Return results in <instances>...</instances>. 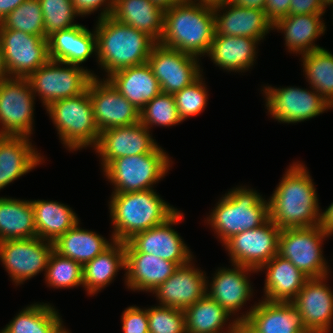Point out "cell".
<instances>
[{
	"instance_id": "1",
	"label": "cell",
	"mask_w": 333,
	"mask_h": 333,
	"mask_svg": "<svg viewBox=\"0 0 333 333\" xmlns=\"http://www.w3.org/2000/svg\"><path fill=\"white\" fill-rule=\"evenodd\" d=\"M268 199L269 218L280 229L319 225L322 209L309 171L293 162Z\"/></svg>"
},
{
	"instance_id": "2",
	"label": "cell",
	"mask_w": 333,
	"mask_h": 333,
	"mask_svg": "<svg viewBox=\"0 0 333 333\" xmlns=\"http://www.w3.org/2000/svg\"><path fill=\"white\" fill-rule=\"evenodd\" d=\"M96 22L97 62L106 78L123 68L147 63L157 43L148 34L108 16Z\"/></svg>"
},
{
	"instance_id": "3",
	"label": "cell",
	"mask_w": 333,
	"mask_h": 333,
	"mask_svg": "<svg viewBox=\"0 0 333 333\" xmlns=\"http://www.w3.org/2000/svg\"><path fill=\"white\" fill-rule=\"evenodd\" d=\"M115 241L127 242L135 234L165 223L178 209L154 189L112 193L109 202Z\"/></svg>"
},
{
	"instance_id": "4",
	"label": "cell",
	"mask_w": 333,
	"mask_h": 333,
	"mask_svg": "<svg viewBox=\"0 0 333 333\" xmlns=\"http://www.w3.org/2000/svg\"><path fill=\"white\" fill-rule=\"evenodd\" d=\"M215 36L213 8L185 0L164 11L160 44L201 58Z\"/></svg>"
},
{
	"instance_id": "5",
	"label": "cell",
	"mask_w": 333,
	"mask_h": 333,
	"mask_svg": "<svg viewBox=\"0 0 333 333\" xmlns=\"http://www.w3.org/2000/svg\"><path fill=\"white\" fill-rule=\"evenodd\" d=\"M268 219V199L265 200L256 190L239 186L218 200L206 223L210 224L224 244L232 236L255 229Z\"/></svg>"
},
{
	"instance_id": "6",
	"label": "cell",
	"mask_w": 333,
	"mask_h": 333,
	"mask_svg": "<svg viewBox=\"0 0 333 333\" xmlns=\"http://www.w3.org/2000/svg\"><path fill=\"white\" fill-rule=\"evenodd\" d=\"M46 111L58 131L59 139L69 151L97 145L100 131L94 119L88 89L78 96L52 102Z\"/></svg>"
},
{
	"instance_id": "7",
	"label": "cell",
	"mask_w": 333,
	"mask_h": 333,
	"mask_svg": "<svg viewBox=\"0 0 333 333\" xmlns=\"http://www.w3.org/2000/svg\"><path fill=\"white\" fill-rule=\"evenodd\" d=\"M170 159L158 145L147 154L117 158L102 172L114 186L112 193L144 191L153 189L154 184L166 175L171 167Z\"/></svg>"
},
{
	"instance_id": "8",
	"label": "cell",
	"mask_w": 333,
	"mask_h": 333,
	"mask_svg": "<svg viewBox=\"0 0 333 333\" xmlns=\"http://www.w3.org/2000/svg\"><path fill=\"white\" fill-rule=\"evenodd\" d=\"M319 225L281 229L278 255L289 260L308 278L328 276L329 265L322 244L329 237Z\"/></svg>"
},
{
	"instance_id": "9",
	"label": "cell",
	"mask_w": 333,
	"mask_h": 333,
	"mask_svg": "<svg viewBox=\"0 0 333 333\" xmlns=\"http://www.w3.org/2000/svg\"><path fill=\"white\" fill-rule=\"evenodd\" d=\"M93 77H97L94 71L91 72L82 66L49 60L27 80L34 95L37 94L35 96L41 98L46 108L56 100L84 93Z\"/></svg>"
},
{
	"instance_id": "10",
	"label": "cell",
	"mask_w": 333,
	"mask_h": 333,
	"mask_svg": "<svg viewBox=\"0 0 333 333\" xmlns=\"http://www.w3.org/2000/svg\"><path fill=\"white\" fill-rule=\"evenodd\" d=\"M266 108L273 119L280 123H297L312 119L333 108L314 88H274L264 86Z\"/></svg>"
},
{
	"instance_id": "11",
	"label": "cell",
	"mask_w": 333,
	"mask_h": 333,
	"mask_svg": "<svg viewBox=\"0 0 333 333\" xmlns=\"http://www.w3.org/2000/svg\"><path fill=\"white\" fill-rule=\"evenodd\" d=\"M35 95L27 78L9 77L0 82V135L33 133Z\"/></svg>"
},
{
	"instance_id": "12",
	"label": "cell",
	"mask_w": 333,
	"mask_h": 333,
	"mask_svg": "<svg viewBox=\"0 0 333 333\" xmlns=\"http://www.w3.org/2000/svg\"><path fill=\"white\" fill-rule=\"evenodd\" d=\"M0 41L10 77L28 78L50 60L48 38L5 29L0 24Z\"/></svg>"
},
{
	"instance_id": "13",
	"label": "cell",
	"mask_w": 333,
	"mask_h": 333,
	"mask_svg": "<svg viewBox=\"0 0 333 333\" xmlns=\"http://www.w3.org/2000/svg\"><path fill=\"white\" fill-rule=\"evenodd\" d=\"M177 211L165 223L135 234L124 243L125 253H146L176 263L178 266L194 259L182 237L172 228L183 218Z\"/></svg>"
},
{
	"instance_id": "14",
	"label": "cell",
	"mask_w": 333,
	"mask_h": 333,
	"mask_svg": "<svg viewBox=\"0 0 333 333\" xmlns=\"http://www.w3.org/2000/svg\"><path fill=\"white\" fill-rule=\"evenodd\" d=\"M53 242L38 237L0 242V261L14 284L20 285L45 271Z\"/></svg>"
},
{
	"instance_id": "15",
	"label": "cell",
	"mask_w": 333,
	"mask_h": 333,
	"mask_svg": "<svg viewBox=\"0 0 333 333\" xmlns=\"http://www.w3.org/2000/svg\"><path fill=\"white\" fill-rule=\"evenodd\" d=\"M280 232L281 229L269 218L255 229L232 236L223 245L232 264L258 271L278 254Z\"/></svg>"
},
{
	"instance_id": "16",
	"label": "cell",
	"mask_w": 333,
	"mask_h": 333,
	"mask_svg": "<svg viewBox=\"0 0 333 333\" xmlns=\"http://www.w3.org/2000/svg\"><path fill=\"white\" fill-rule=\"evenodd\" d=\"M161 92L174 94L202 75L199 58L157 42L148 58Z\"/></svg>"
},
{
	"instance_id": "17",
	"label": "cell",
	"mask_w": 333,
	"mask_h": 333,
	"mask_svg": "<svg viewBox=\"0 0 333 333\" xmlns=\"http://www.w3.org/2000/svg\"><path fill=\"white\" fill-rule=\"evenodd\" d=\"M104 79L93 77L88 85L94 119L99 131L139 123L140 111L107 78Z\"/></svg>"
},
{
	"instance_id": "18",
	"label": "cell",
	"mask_w": 333,
	"mask_h": 333,
	"mask_svg": "<svg viewBox=\"0 0 333 333\" xmlns=\"http://www.w3.org/2000/svg\"><path fill=\"white\" fill-rule=\"evenodd\" d=\"M150 133V130L140 122L101 131L94 149L101 157L102 170L117 158L153 151L158 143Z\"/></svg>"
},
{
	"instance_id": "19",
	"label": "cell",
	"mask_w": 333,
	"mask_h": 333,
	"mask_svg": "<svg viewBox=\"0 0 333 333\" xmlns=\"http://www.w3.org/2000/svg\"><path fill=\"white\" fill-rule=\"evenodd\" d=\"M327 278H309L291 301L309 333H329L332 328L333 291L325 282Z\"/></svg>"
},
{
	"instance_id": "20",
	"label": "cell",
	"mask_w": 333,
	"mask_h": 333,
	"mask_svg": "<svg viewBox=\"0 0 333 333\" xmlns=\"http://www.w3.org/2000/svg\"><path fill=\"white\" fill-rule=\"evenodd\" d=\"M235 319L244 321L256 333H309L300 312L291 302L262 299Z\"/></svg>"
},
{
	"instance_id": "21",
	"label": "cell",
	"mask_w": 333,
	"mask_h": 333,
	"mask_svg": "<svg viewBox=\"0 0 333 333\" xmlns=\"http://www.w3.org/2000/svg\"><path fill=\"white\" fill-rule=\"evenodd\" d=\"M193 263L191 260L189 263L179 266L165 282L154 290L152 294H155L159 300V305L184 310L207 293L206 273L195 268Z\"/></svg>"
},
{
	"instance_id": "22",
	"label": "cell",
	"mask_w": 333,
	"mask_h": 333,
	"mask_svg": "<svg viewBox=\"0 0 333 333\" xmlns=\"http://www.w3.org/2000/svg\"><path fill=\"white\" fill-rule=\"evenodd\" d=\"M213 13L215 34L263 40L265 35L273 30V23L263 10L245 8L226 2L213 8Z\"/></svg>"
},
{
	"instance_id": "23",
	"label": "cell",
	"mask_w": 333,
	"mask_h": 333,
	"mask_svg": "<svg viewBox=\"0 0 333 333\" xmlns=\"http://www.w3.org/2000/svg\"><path fill=\"white\" fill-rule=\"evenodd\" d=\"M232 266V269L218 268L210 283L207 277V294L234 316L252 298L253 288L248 275L258 271L236 264Z\"/></svg>"
},
{
	"instance_id": "24",
	"label": "cell",
	"mask_w": 333,
	"mask_h": 333,
	"mask_svg": "<svg viewBox=\"0 0 333 333\" xmlns=\"http://www.w3.org/2000/svg\"><path fill=\"white\" fill-rule=\"evenodd\" d=\"M27 136L0 135V190L32 171L44 157Z\"/></svg>"
},
{
	"instance_id": "25",
	"label": "cell",
	"mask_w": 333,
	"mask_h": 333,
	"mask_svg": "<svg viewBox=\"0 0 333 333\" xmlns=\"http://www.w3.org/2000/svg\"><path fill=\"white\" fill-rule=\"evenodd\" d=\"M125 264V284L134 292H154L179 267L174 262L146 253H125Z\"/></svg>"
},
{
	"instance_id": "26",
	"label": "cell",
	"mask_w": 333,
	"mask_h": 333,
	"mask_svg": "<svg viewBox=\"0 0 333 333\" xmlns=\"http://www.w3.org/2000/svg\"><path fill=\"white\" fill-rule=\"evenodd\" d=\"M48 48L50 60L80 66L97 54L95 29L79 24L57 31L48 37Z\"/></svg>"
},
{
	"instance_id": "27",
	"label": "cell",
	"mask_w": 333,
	"mask_h": 333,
	"mask_svg": "<svg viewBox=\"0 0 333 333\" xmlns=\"http://www.w3.org/2000/svg\"><path fill=\"white\" fill-rule=\"evenodd\" d=\"M266 269L264 300L291 302L309 279L289 260L275 255L258 271Z\"/></svg>"
},
{
	"instance_id": "28",
	"label": "cell",
	"mask_w": 333,
	"mask_h": 333,
	"mask_svg": "<svg viewBox=\"0 0 333 333\" xmlns=\"http://www.w3.org/2000/svg\"><path fill=\"white\" fill-rule=\"evenodd\" d=\"M324 14L287 15L273 24V30L284 33L285 45L290 53L303 55L323 48L314 42L326 30Z\"/></svg>"
},
{
	"instance_id": "29",
	"label": "cell",
	"mask_w": 333,
	"mask_h": 333,
	"mask_svg": "<svg viewBox=\"0 0 333 333\" xmlns=\"http://www.w3.org/2000/svg\"><path fill=\"white\" fill-rule=\"evenodd\" d=\"M107 79L139 111L161 92L148 62L115 71Z\"/></svg>"
},
{
	"instance_id": "30",
	"label": "cell",
	"mask_w": 333,
	"mask_h": 333,
	"mask_svg": "<svg viewBox=\"0 0 333 333\" xmlns=\"http://www.w3.org/2000/svg\"><path fill=\"white\" fill-rule=\"evenodd\" d=\"M261 40L248 37L223 36L215 34L208 55L222 70L244 72L255 62L257 45Z\"/></svg>"
},
{
	"instance_id": "31",
	"label": "cell",
	"mask_w": 333,
	"mask_h": 333,
	"mask_svg": "<svg viewBox=\"0 0 333 333\" xmlns=\"http://www.w3.org/2000/svg\"><path fill=\"white\" fill-rule=\"evenodd\" d=\"M164 11L151 0H115L111 17L159 42L164 31Z\"/></svg>"
},
{
	"instance_id": "32",
	"label": "cell",
	"mask_w": 333,
	"mask_h": 333,
	"mask_svg": "<svg viewBox=\"0 0 333 333\" xmlns=\"http://www.w3.org/2000/svg\"><path fill=\"white\" fill-rule=\"evenodd\" d=\"M121 269H126L124 242L114 240L107 249L83 265V287L87 294H98Z\"/></svg>"
},
{
	"instance_id": "33",
	"label": "cell",
	"mask_w": 333,
	"mask_h": 333,
	"mask_svg": "<svg viewBox=\"0 0 333 333\" xmlns=\"http://www.w3.org/2000/svg\"><path fill=\"white\" fill-rule=\"evenodd\" d=\"M79 222L54 242V251L59 255L70 258L82 266L107 249L114 241H107L103 236L82 229Z\"/></svg>"
},
{
	"instance_id": "34",
	"label": "cell",
	"mask_w": 333,
	"mask_h": 333,
	"mask_svg": "<svg viewBox=\"0 0 333 333\" xmlns=\"http://www.w3.org/2000/svg\"><path fill=\"white\" fill-rule=\"evenodd\" d=\"M37 237L31 200L0 197V242Z\"/></svg>"
},
{
	"instance_id": "35",
	"label": "cell",
	"mask_w": 333,
	"mask_h": 333,
	"mask_svg": "<svg viewBox=\"0 0 333 333\" xmlns=\"http://www.w3.org/2000/svg\"><path fill=\"white\" fill-rule=\"evenodd\" d=\"M186 333H233L236 319L230 320L226 331V322L232 318L219 303L207 293L196 303L184 309ZM230 317V318H229Z\"/></svg>"
},
{
	"instance_id": "36",
	"label": "cell",
	"mask_w": 333,
	"mask_h": 333,
	"mask_svg": "<svg viewBox=\"0 0 333 333\" xmlns=\"http://www.w3.org/2000/svg\"><path fill=\"white\" fill-rule=\"evenodd\" d=\"M31 202L38 238L54 242L79 222L70 206L61 202L39 199Z\"/></svg>"
},
{
	"instance_id": "37",
	"label": "cell",
	"mask_w": 333,
	"mask_h": 333,
	"mask_svg": "<svg viewBox=\"0 0 333 333\" xmlns=\"http://www.w3.org/2000/svg\"><path fill=\"white\" fill-rule=\"evenodd\" d=\"M302 56L303 73L310 85L333 106V54L325 48Z\"/></svg>"
},
{
	"instance_id": "38",
	"label": "cell",
	"mask_w": 333,
	"mask_h": 333,
	"mask_svg": "<svg viewBox=\"0 0 333 333\" xmlns=\"http://www.w3.org/2000/svg\"><path fill=\"white\" fill-rule=\"evenodd\" d=\"M61 319L50 303H34L23 308L2 330V333H51Z\"/></svg>"
},
{
	"instance_id": "39",
	"label": "cell",
	"mask_w": 333,
	"mask_h": 333,
	"mask_svg": "<svg viewBox=\"0 0 333 333\" xmlns=\"http://www.w3.org/2000/svg\"><path fill=\"white\" fill-rule=\"evenodd\" d=\"M45 282L52 288L83 287V266L53 250L46 268Z\"/></svg>"
},
{
	"instance_id": "40",
	"label": "cell",
	"mask_w": 333,
	"mask_h": 333,
	"mask_svg": "<svg viewBox=\"0 0 333 333\" xmlns=\"http://www.w3.org/2000/svg\"><path fill=\"white\" fill-rule=\"evenodd\" d=\"M139 122L149 130L154 125L169 127L183 122L178 114L173 94L160 92L147 102L140 110Z\"/></svg>"
},
{
	"instance_id": "41",
	"label": "cell",
	"mask_w": 333,
	"mask_h": 333,
	"mask_svg": "<svg viewBox=\"0 0 333 333\" xmlns=\"http://www.w3.org/2000/svg\"><path fill=\"white\" fill-rule=\"evenodd\" d=\"M0 24L5 29L19 30L25 33L44 37V19L39 0H25Z\"/></svg>"
},
{
	"instance_id": "42",
	"label": "cell",
	"mask_w": 333,
	"mask_h": 333,
	"mask_svg": "<svg viewBox=\"0 0 333 333\" xmlns=\"http://www.w3.org/2000/svg\"><path fill=\"white\" fill-rule=\"evenodd\" d=\"M44 19V37L48 38L57 31L72 28L75 17L80 16L71 0H39Z\"/></svg>"
},
{
	"instance_id": "43",
	"label": "cell",
	"mask_w": 333,
	"mask_h": 333,
	"mask_svg": "<svg viewBox=\"0 0 333 333\" xmlns=\"http://www.w3.org/2000/svg\"><path fill=\"white\" fill-rule=\"evenodd\" d=\"M201 75L191 85L173 94L182 121L204 111L208 102V90Z\"/></svg>"
},
{
	"instance_id": "44",
	"label": "cell",
	"mask_w": 333,
	"mask_h": 333,
	"mask_svg": "<svg viewBox=\"0 0 333 333\" xmlns=\"http://www.w3.org/2000/svg\"><path fill=\"white\" fill-rule=\"evenodd\" d=\"M146 310L149 333H186L184 310L162 305Z\"/></svg>"
},
{
	"instance_id": "45",
	"label": "cell",
	"mask_w": 333,
	"mask_h": 333,
	"mask_svg": "<svg viewBox=\"0 0 333 333\" xmlns=\"http://www.w3.org/2000/svg\"><path fill=\"white\" fill-rule=\"evenodd\" d=\"M123 333H149L147 310L129 306L122 313Z\"/></svg>"
},
{
	"instance_id": "46",
	"label": "cell",
	"mask_w": 333,
	"mask_h": 333,
	"mask_svg": "<svg viewBox=\"0 0 333 333\" xmlns=\"http://www.w3.org/2000/svg\"><path fill=\"white\" fill-rule=\"evenodd\" d=\"M76 12L81 16L89 15L99 8L101 13L98 19H103L112 15L115 0H71ZM105 5V6H104ZM103 7V8H102Z\"/></svg>"
},
{
	"instance_id": "47",
	"label": "cell",
	"mask_w": 333,
	"mask_h": 333,
	"mask_svg": "<svg viewBox=\"0 0 333 333\" xmlns=\"http://www.w3.org/2000/svg\"><path fill=\"white\" fill-rule=\"evenodd\" d=\"M326 7L321 0H291L289 15L324 14Z\"/></svg>"
},
{
	"instance_id": "48",
	"label": "cell",
	"mask_w": 333,
	"mask_h": 333,
	"mask_svg": "<svg viewBox=\"0 0 333 333\" xmlns=\"http://www.w3.org/2000/svg\"><path fill=\"white\" fill-rule=\"evenodd\" d=\"M291 0H266L265 14L274 24L278 19L289 15Z\"/></svg>"
},
{
	"instance_id": "49",
	"label": "cell",
	"mask_w": 333,
	"mask_h": 333,
	"mask_svg": "<svg viewBox=\"0 0 333 333\" xmlns=\"http://www.w3.org/2000/svg\"><path fill=\"white\" fill-rule=\"evenodd\" d=\"M319 226L324 232L333 236V202L323 212L321 211Z\"/></svg>"
},
{
	"instance_id": "50",
	"label": "cell",
	"mask_w": 333,
	"mask_h": 333,
	"mask_svg": "<svg viewBox=\"0 0 333 333\" xmlns=\"http://www.w3.org/2000/svg\"><path fill=\"white\" fill-rule=\"evenodd\" d=\"M25 0H0V22Z\"/></svg>"
},
{
	"instance_id": "51",
	"label": "cell",
	"mask_w": 333,
	"mask_h": 333,
	"mask_svg": "<svg viewBox=\"0 0 333 333\" xmlns=\"http://www.w3.org/2000/svg\"><path fill=\"white\" fill-rule=\"evenodd\" d=\"M227 2L245 8H255L264 11L266 0H227Z\"/></svg>"
},
{
	"instance_id": "52",
	"label": "cell",
	"mask_w": 333,
	"mask_h": 333,
	"mask_svg": "<svg viewBox=\"0 0 333 333\" xmlns=\"http://www.w3.org/2000/svg\"><path fill=\"white\" fill-rule=\"evenodd\" d=\"M188 1L201 6H207L210 8L219 7L227 2V0H188Z\"/></svg>"
},
{
	"instance_id": "53",
	"label": "cell",
	"mask_w": 333,
	"mask_h": 333,
	"mask_svg": "<svg viewBox=\"0 0 333 333\" xmlns=\"http://www.w3.org/2000/svg\"><path fill=\"white\" fill-rule=\"evenodd\" d=\"M9 73L6 69L5 62H4V56H3V51H2V43L0 41V82L3 80L8 79Z\"/></svg>"
},
{
	"instance_id": "54",
	"label": "cell",
	"mask_w": 333,
	"mask_h": 333,
	"mask_svg": "<svg viewBox=\"0 0 333 333\" xmlns=\"http://www.w3.org/2000/svg\"><path fill=\"white\" fill-rule=\"evenodd\" d=\"M153 3L159 5L161 8L168 9L171 8L185 0H151Z\"/></svg>"
},
{
	"instance_id": "55",
	"label": "cell",
	"mask_w": 333,
	"mask_h": 333,
	"mask_svg": "<svg viewBox=\"0 0 333 333\" xmlns=\"http://www.w3.org/2000/svg\"><path fill=\"white\" fill-rule=\"evenodd\" d=\"M233 333H256L244 321H238L235 325Z\"/></svg>"
},
{
	"instance_id": "56",
	"label": "cell",
	"mask_w": 333,
	"mask_h": 333,
	"mask_svg": "<svg viewBox=\"0 0 333 333\" xmlns=\"http://www.w3.org/2000/svg\"><path fill=\"white\" fill-rule=\"evenodd\" d=\"M51 333H70L68 329L64 327L62 318L54 325Z\"/></svg>"
},
{
	"instance_id": "57",
	"label": "cell",
	"mask_w": 333,
	"mask_h": 333,
	"mask_svg": "<svg viewBox=\"0 0 333 333\" xmlns=\"http://www.w3.org/2000/svg\"><path fill=\"white\" fill-rule=\"evenodd\" d=\"M321 1L326 8L333 4V0H321Z\"/></svg>"
}]
</instances>
